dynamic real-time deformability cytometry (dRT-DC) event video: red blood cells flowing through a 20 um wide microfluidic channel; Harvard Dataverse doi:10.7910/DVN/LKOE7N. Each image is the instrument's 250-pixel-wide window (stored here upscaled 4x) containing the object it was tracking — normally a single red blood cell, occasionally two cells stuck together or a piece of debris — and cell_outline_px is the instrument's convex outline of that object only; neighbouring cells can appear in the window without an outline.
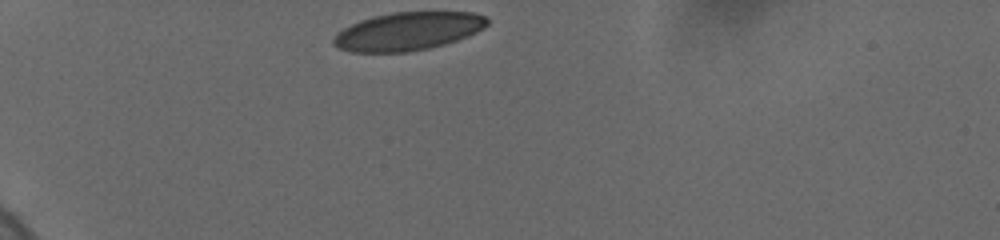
{"species": "human", "species_latin": "Homo sapiens", "temperature_condition": "cold", "stored_images_in_passage": 6, "camera_frame_rate_fps": 3000, "um_per_image_px": 0.085, "donor": {"sex": "female"}, "frame": {"image": 1, "passage_image": 1, "time_ms": 0.0, "image_size_px": [1000, 240], "cell_outline_px": [[488, 24], [484, 28], [468, 36], [444, 44], [428, 48], [408, 52], [352, 52], [336, 48], [332, 44], [332, 40], [336, 32], [360, 20], [392, 12], [472, 12], [488, 16]], "centroid_in_image_um": [34.66, 2.66], "position_along_channel_um": 50.3, "area_um2": 34.28}}
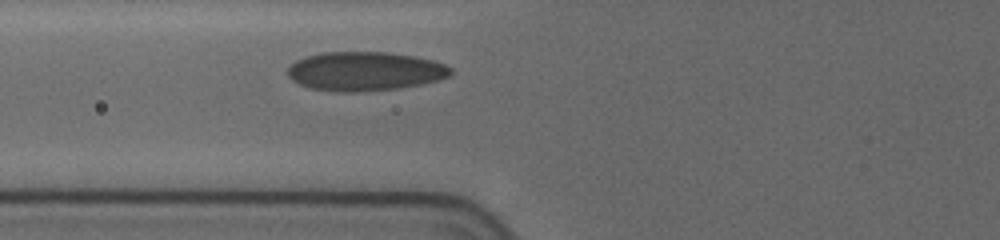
{"frame": {"image": 2, "passage_image": 6, "time_ms": 2.333, "image_size_px": [1000, 240], "cell_outline_px": [[452, 76], [420, 84], [396, 88], [352, 92], [344, 92], [312, 88], [300, 84], [292, 80], [288, 76], [288, 68], [296, 60], [304, 56], [324, 52], [388, 52], [416, 56], [432, 60], [444, 64], [452, 68]], "centroid_in_image_um": [31.02, 6.04], "position_along_channel_um": 94.8, "area_um2": 36.88}}